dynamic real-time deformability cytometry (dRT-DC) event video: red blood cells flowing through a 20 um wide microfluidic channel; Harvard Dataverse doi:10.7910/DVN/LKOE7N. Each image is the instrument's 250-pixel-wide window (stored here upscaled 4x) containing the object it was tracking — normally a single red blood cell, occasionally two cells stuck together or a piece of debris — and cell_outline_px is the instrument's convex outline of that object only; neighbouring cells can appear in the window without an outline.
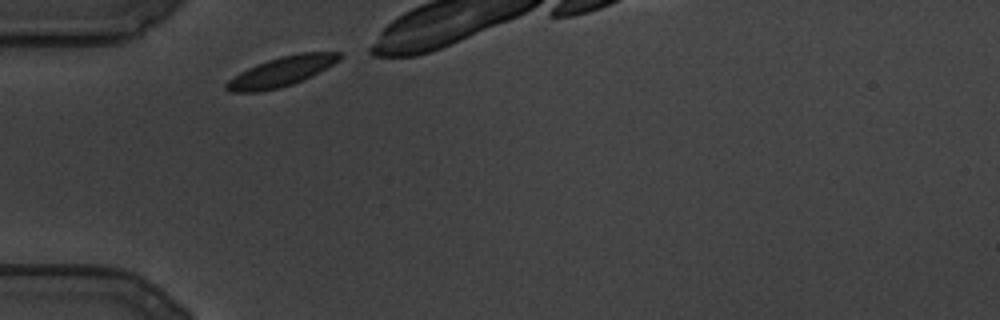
{"species": "common noctule bat (a hibernating species)", "species_latin": "Nyctalus noctula", "temperature_condition": "cold", "stored_images_in_passage": 25, "camera_frame_rate_fps": 3000, "um_per_image_px": 0.085, "animal": {"sex": "male", "body_mass_g": 19.5, "forearm_length_mm": 54.6}, "frame": {"image": 1, "passage_image": 1, "time_ms": 0.0, "image_size_px": [1000, 320], "cell_outline_px": [[344, 56], [340, 60], [292, 84], [280, 88], [260, 92], [232, 92], [224, 88], [224, 84], [228, 80], [240, 72], [256, 64], [280, 56], [300, 52], [340, 52]], "centroid_in_image_um": [23.87, 6.08], "position_along_channel_um": 61.1, "area_um2": 19.31}}
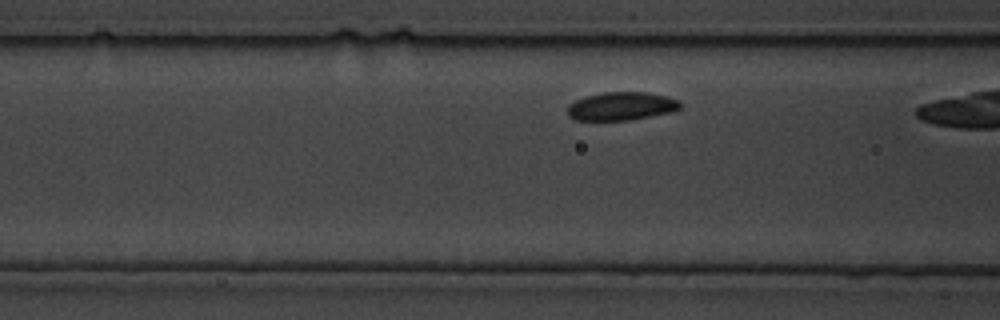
{"frame": {"image": 2, "passage_image": 12, "time_ms": 3.667, "image_size_px": [1000, 320], "cell_outline_px": [[680, 108], [668, 112], [628, 120], [576, 120], [568, 116], [568, 104], [584, 96], [604, 92], [644, 92], [664, 96], [680, 100]], "centroid_in_image_um": [52.76, 9.02], "position_along_channel_um": 113.8, "area_um2": 18.32}}
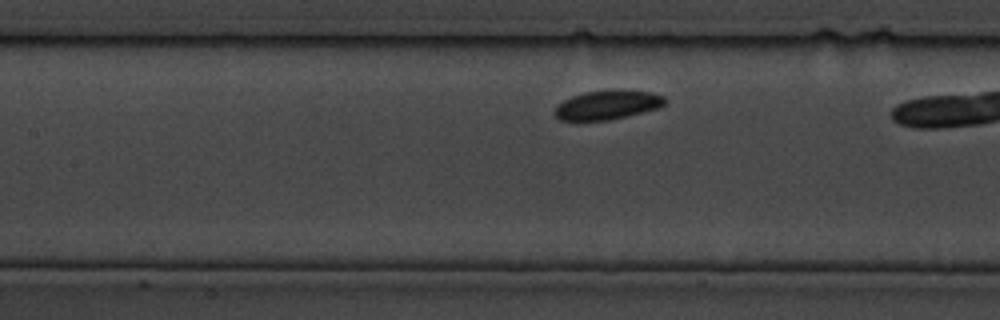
{"frame": {"image": 3, "passage_image": 20, "time_ms": 6.333, "image_size_px": [1000, 320], "cell_outline_px": [[668, 100], [664, 104], [656, 108], [608, 120], [560, 120], [552, 112], [556, 104], [572, 96], [584, 92], [652, 92], [664, 96]], "centroid_in_image_um": [51.55, 8.94], "position_along_channel_um": 155.8, "area_um2": 17.92}}